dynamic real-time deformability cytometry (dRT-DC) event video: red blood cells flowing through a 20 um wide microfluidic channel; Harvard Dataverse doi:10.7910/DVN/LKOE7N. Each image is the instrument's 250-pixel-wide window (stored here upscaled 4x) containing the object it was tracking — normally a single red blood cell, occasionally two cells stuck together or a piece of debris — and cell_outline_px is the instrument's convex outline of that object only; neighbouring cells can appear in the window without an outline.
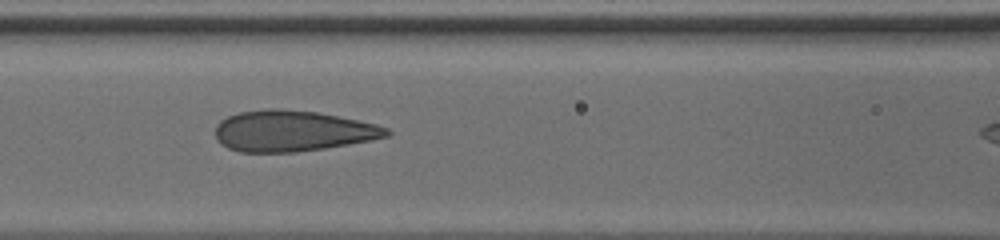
{"species": "human", "species_latin": "Homo sapiens", "temperature_condition": "cold", "stored_images_in_passage": 27, "camera_frame_rate_fps": 3000, "um_per_image_px": 0.085, "donor": {"sex": "male"}, "frame": {"image": 1, "passage_image": 17, "time_ms": 7.0, "image_size_px": [1000, 240], "cell_outline_px": [[392, 132], [388, 136], [372, 140], [324, 148], [296, 152], [240, 152], [228, 148], [220, 144], [216, 140], [216, 124], [220, 120], [228, 116], [240, 112], [264, 108], [280, 108], [316, 112], [376, 124], [388, 128]], "centroid_in_image_um": [24.83, 11.13], "position_along_channel_um": 141.8, "area_um2": 40.92}}
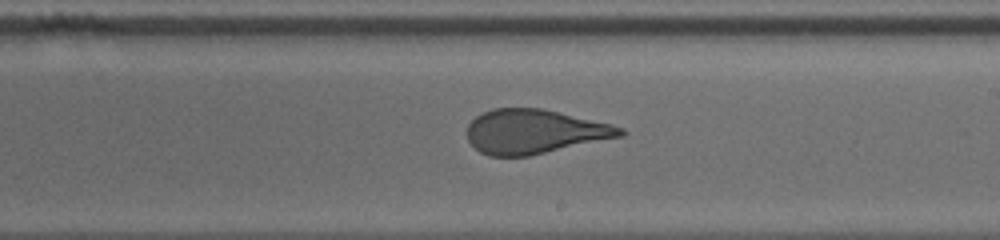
{"frame": {"image": 2, "passage_image": 23, "time_ms": 9.667, "image_size_px": [1000, 240], "cell_outline_px": [[628, 132], [624, 136], [528, 156], [488, 156], [480, 152], [468, 140], [468, 124], [476, 116], [492, 108], [540, 108], [612, 124], [624, 128]], "centroid_in_image_um": [45.45, 11.19], "position_along_channel_um": 243.5, "area_um2": 39.42}}
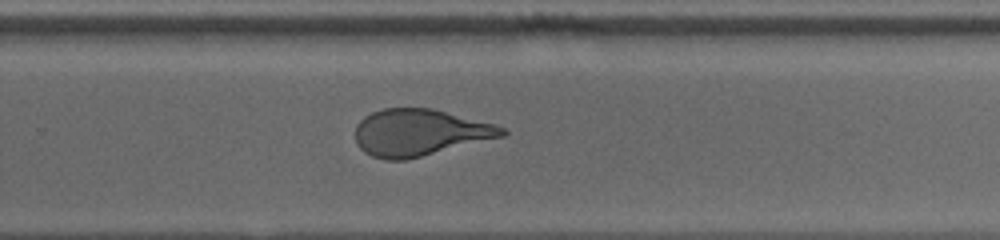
{"frame": {"image": 3, "passage_image": 26, "time_ms": 11.0, "image_size_px": [1000, 240], "cell_outline_px": [[508, 132], [504, 136], [404, 160], [384, 160], [372, 156], [364, 152], [356, 144], [356, 124], [364, 116], [372, 112], [384, 108], [432, 108], [496, 124], [504, 128]], "centroid_in_image_um": [35.65, 11.26], "position_along_channel_um": 294.2, "area_um2": 39.88}}